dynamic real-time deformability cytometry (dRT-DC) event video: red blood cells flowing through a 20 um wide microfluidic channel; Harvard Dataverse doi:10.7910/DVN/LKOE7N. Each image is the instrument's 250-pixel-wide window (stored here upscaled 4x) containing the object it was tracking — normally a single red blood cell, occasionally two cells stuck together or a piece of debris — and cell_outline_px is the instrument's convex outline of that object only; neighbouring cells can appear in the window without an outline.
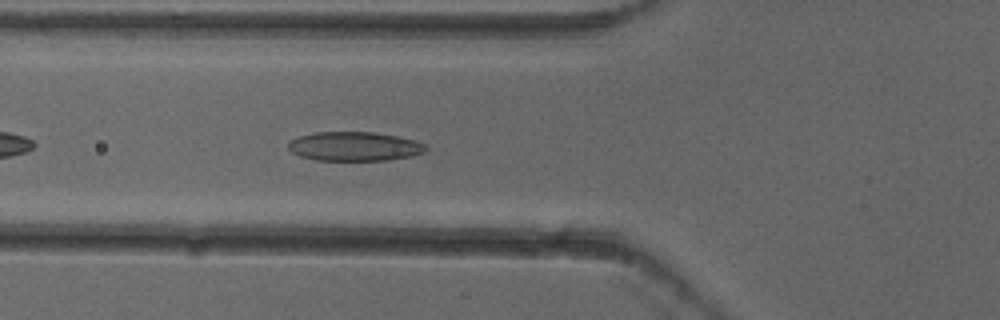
{"species": "common noctule bat (a hibernating species)", "species_latin": "Nyctalus noctula", "temperature_condition": "cold", "stored_images_in_passage": 5, "camera_frame_rate_fps": 3000, "um_per_image_px": 0.085, "animal": {"sex": "female"}, "frame": {"image": 1, "passage_image": 5, "time_ms": 1.333, "image_size_px": [1000, 320], "cell_outline_px": [[428, 148], [424, 152], [412, 156], [388, 160], [316, 160], [300, 156], [292, 152], [288, 148], [288, 140], [300, 136], [316, 132], [376, 132], [396, 136], [428, 144]], "centroid_in_image_um": [30.13, 12.44], "position_along_channel_um": 95.7, "area_um2": 23.41}}